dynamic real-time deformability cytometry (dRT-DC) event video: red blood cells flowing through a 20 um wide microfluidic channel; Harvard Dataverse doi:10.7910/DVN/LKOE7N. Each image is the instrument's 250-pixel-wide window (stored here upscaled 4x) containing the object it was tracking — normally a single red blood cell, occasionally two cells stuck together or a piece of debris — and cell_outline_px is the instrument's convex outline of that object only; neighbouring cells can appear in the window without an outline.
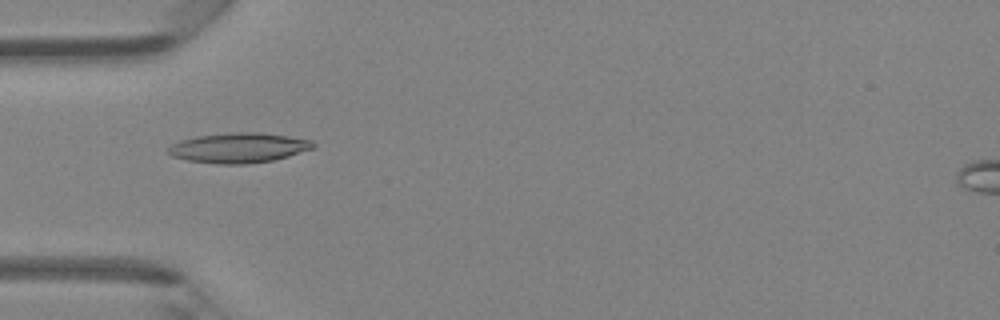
{"species": "Egyptian fruit bat (a non-hibernating species)", "species_latin": "Rousettus aegyptiacus", "temperature_condition": "room temperature", "stored_images_in_passage": 40, "camera_frame_rate_fps": 3000, "um_per_image_px": 0.085, "animal": {"sex": "female"}, "frame": {"image": 1, "passage_image": 8, "time_ms": 2.333, "image_size_px": [1000, 320], "cell_outline_px": [[316, 144], [312, 148], [288, 156], [272, 160], [244, 164], [216, 164], [188, 160], [172, 156], [168, 152], [168, 148], [172, 144], [180, 140], [200, 136], [236, 132], [256, 132], [288, 136], [312, 140]], "centroid_in_image_um": [20.29, 12.56], "position_along_channel_um": 64.7, "area_um2": 24.97}}
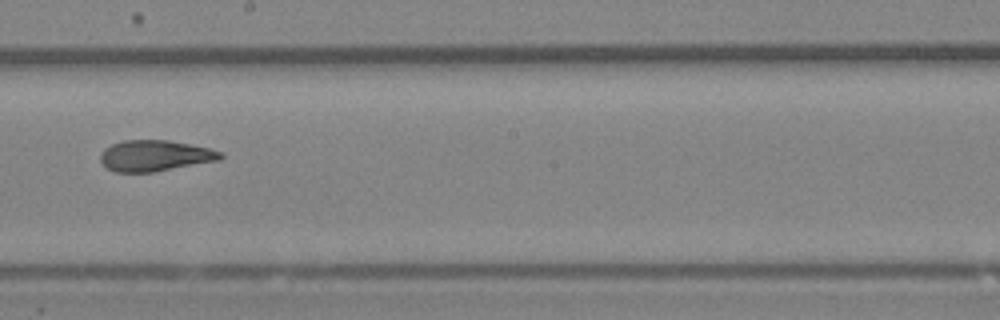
{"frame": {"image": 2, "passage_image": 20, "time_ms": 6.333, "image_size_px": [1000, 320], "cell_outline_px": [[224, 156], [220, 160], [156, 172], [116, 172], [104, 168], [100, 160], [100, 152], [104, 148], [112, 144], [124, 140], [168, 140], [208, 148], [224, 152]], "centroid_in_image_um": [13.15, 13.24], "position_along_channel_um": 235.0, "area_um2": 21.96}}
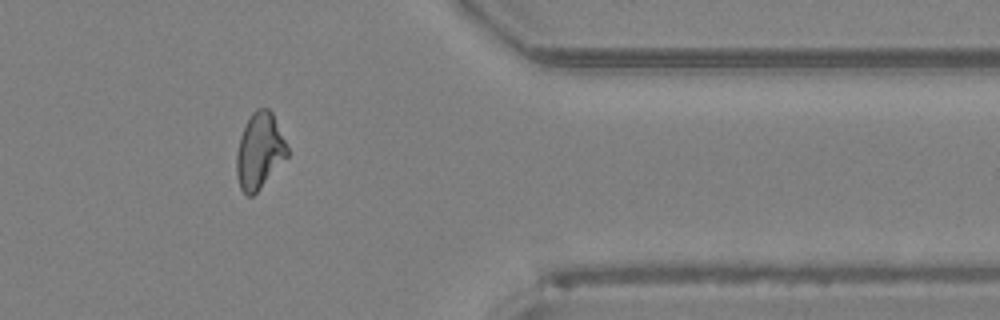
{"frame": {"image": 3, "passage_image": 32, "time_ms": 10.333, "image_size_px": [1000, 320], "cell_outline_px": [[288, 156], [260, 188], [252, 196], [248, 196], [240, 188], [236, 176], [236, 152], [240, 136], [252, 112], [256, 108], [268, 108], [272, 112], [288, 148]], "centroid_in_image_um": [22.04, 12.83], "position_along_channel_um": 389.4, "area_um2": 22.25}, "authors_computed_cell_mechanics": {"area_um2": 22.253, "velocity_mm_per_s": 4.2986, "shape_relaxation_time_tau1_ms": null, "shape_relaxation_time_tau2_ms": 2.6525, "deformation_change_tau1": null, "deformation_change_tau2": 0.1027}}